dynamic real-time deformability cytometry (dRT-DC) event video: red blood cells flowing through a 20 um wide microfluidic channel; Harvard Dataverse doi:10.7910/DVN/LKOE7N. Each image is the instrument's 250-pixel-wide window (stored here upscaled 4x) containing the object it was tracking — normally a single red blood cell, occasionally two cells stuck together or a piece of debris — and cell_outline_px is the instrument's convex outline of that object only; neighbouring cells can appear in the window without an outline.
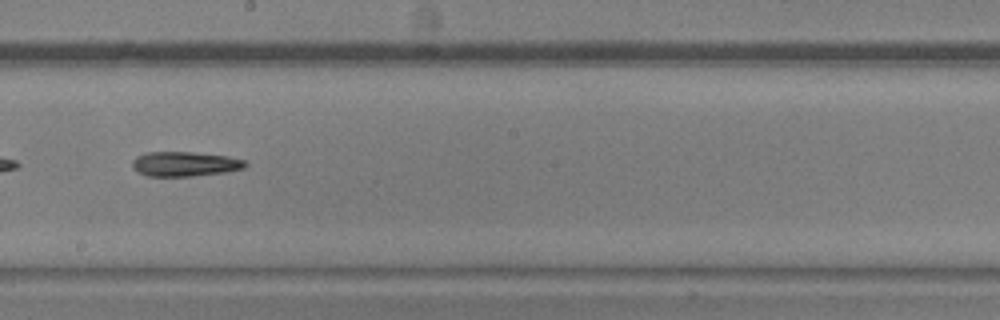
{"species": "common noctule bat (a hibernating species)", "species_latin": "Nyctalus noctula", "temperature_condition": "warm", "stored_images_in_passage": 35, "camera_frame_rate_fps": 3000, "um_per_image_px": 0.085, "animal": {"sex": "male", "body_mass_g": 20.5, "forearm_length_mm": 52.5}, "frame": {"image": 1, "passage_image": 16, "time_ms": 5.0, "image_size_px": [1000, 320], "cell_outline_px": [[248, 164], [244, 168], [228, 172], [192, 176], [148, 176], [132, 168], [132, 160], [136, 156], [148, 152], [192, 152], [228, 156], [244, 160]], "centroid_in_image_um": [15.72, 13.94], "position_along_channel_um": 232.5, "area_um2": 16.3}}